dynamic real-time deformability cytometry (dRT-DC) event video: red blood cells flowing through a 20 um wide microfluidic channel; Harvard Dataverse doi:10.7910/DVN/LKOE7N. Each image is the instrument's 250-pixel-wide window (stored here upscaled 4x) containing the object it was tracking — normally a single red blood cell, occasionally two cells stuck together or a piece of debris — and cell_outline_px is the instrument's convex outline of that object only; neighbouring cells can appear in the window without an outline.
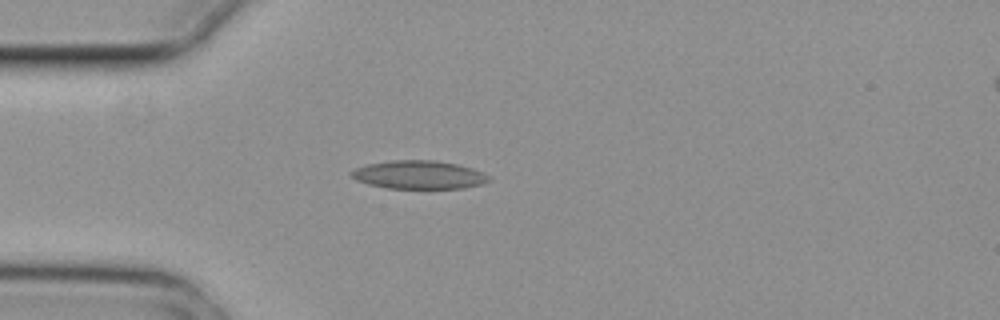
{"species": "common noctule bat (a hibernating species)", "species_latin": "Nyctalus noctula", "temperature_condition": "cold", "stored_images_in_passage": 2, "camera_frame_rate_fps": 3000, "um_per_image_px": 0.085, "animal": {"sex": "female", "body_mass_g": 29.2, "forearm_length_mm": 56.3}, "frame": {"image": 1, "passage_image": 1, "time_ms": 0.0, "image_size_px": [1000, 320], "cell_outline_px": [[492, 180], [484, 184], [464, 188], [388, 188], [368, 184], [356, 180], [348, 172], [356, 168], [368, 164], [392, 160], [436, 160], [456, 164], [472, 168], [484, 172], [492, 176]], "centroid_in_image_um": [35.67, 14.86], "position_along_channel_um": 49.3, "area_um2": 22.89}}